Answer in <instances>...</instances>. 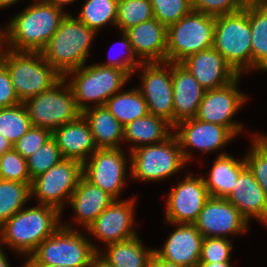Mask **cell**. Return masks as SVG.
Here are the masks:
<instances>
[{
  "instance_id": "6da1fadb",
  "label": "cell",
  "mask_w": 267,
  "mask_h": 267,
  "mask_svg": "<svg viewBox=\"0 0 267 267\" xmlns=\"http://www.w3.org/2000/svg\"><path fill=\"white\" fill-rule=\"evenodd\" d=\"M63 10L37 0L8 21L2 43L14 51L41 52L67 14Z\"/></svg>"
},
{
  "instance_id": "7a4b0ae2",
  "label": "cell",
  "mask_w": 267,
  "mask_h": 267,
  "mask_svg": "<svg viewBox=\"0 0 267 267\" xmlns=\"http://www.w3.org/2000/svg\"><path fill=\"white\" fill-rule=\"evenodd\" d=\"M21 209L0 226V244L9 245L17 253L30 256L38 245L51 236L62 224L61 212L52 206Z\"/></svg>"
},
{
  "instance_id": "3957f363",
  "label": "cell",
  "mask_w": 267,
  "mask_h": 267,
  "mask_svg": "<svg viewBox=\"0 0 267 267\" xmlns=\"http://www.w3.org/2000/svg\"><path fill=\"white\" fill-rule=\"evenodd\" d=\"M94 36L96 32L93 29L66 14L41 51L42 56L64 78L69 72L85 65Z\"/></svg>"
},
{
  "instance_id": "277c9868",
  "label": "cell",
  "mask_w": 267,
  "mask_h": 267,
  "mask_svg": "<svg viewBox=\"0 0 267 267\" xmlns=\"http://www.w3.org/2000/svg\"><path fill=\"white\" fill-rule=\"evenodd\" d=\"M0 62L7 68L15 93L21 103L41 92L50 90L63 78L44 60L41 52L4 50L2 46Z\"/></svg>"
},
{
  "instance_id": "5b68a950",
  "label": "cell",
  "mask_w": 267,
  "mask_h": 267,
  "mask_svg": "<svg viewBox=\"0 0 267 267\" xmlns=\"http://www.w3.org/2000/svg\"><path fill=\"white\" fill-rule=\"evenodd\" d=\"M72 228L61 225L38 245L24 265L89 267L92 257L99 252L98 247Z\"/></svg>"
},
{
  "instance_id": "8992f818",
  "label": "cell",
  "mask_w": 267,
  "mask_h": 267,
  "mask_svg": "<svg viewBox=\"0 0 267 267\" xmlns=\"http://www.w3.org/2000/svg\"><path fill=\"white\" fill-rule=\"evenodd\" d=\"M251 40L248 6L236 13L215 17L213 48L238 75L252 71Z\"/></svg>"
},
{
  "instance_id": "52a82bcc",
  "label": "cell",
  "mask_w": 267,
  "mask_h": 267,
  "mask_svg": "<svg viewBox=\"0 0 267 267\" xmlns=\"http://www.w3.org/2000/svg\"><path fill=\"white\" fill-rule=\"evenodd\" d=\"M74 75L69 83L74 93L76 105L83 112L93 103L95 106L105 105L106 101L123 87L131 77L126 71L102 66L100 64L84 65L69 72L64 78ZM95 103V104H94Z\"/></svg>"
},
{
  "instance_id": "ba28073f",
  "label": "cell",
  "mask_w": 267,
  "mask_h": 267,
  "mask_svg": "<svg viewBox=\"0 0 267 267\" xmlns=\"http://www.w3.org/2000/svg\"><path fill=\"white\" fill-rule=\"evenodd\" d=\"M215 17L191 10L167 27L166 62L181 63L196 52L213 47Z\"/></svg>"
},
{
  "instance_id": "9c48e42d",
  "label": "cell",
  "mask_w": 267,
  "mask_h": 267,
  "mask_svg": "<svg viewBox=\"0 0 267 267\" xmlns=\"http://www.w3.org/2000/svg\"><path fill=\"white\" fill-rule=\"evenodd\" d=\"M23 105L33 127L46 128L50 131L73 122L82 115L76 105L72 88L65 78L50 90L25 100Z\"/></svg>"
},
{
  "instance_id": "30bf717a",
  "label": "cell",
  "mask_w": 267,
  "mask_h": 267,
  "mask_svg": "<svg viewBox=\"0 0 267 267\" xmlns=\"http://www.w3.org/2000/svg\"><path fill=\"white\" fill-rule=\"evenodd\" d=\"M130 153V174L136 180H163L181 170L187 163L174 133L161 143L143 145Z\"/></svg>"
},
{
  "instance_id": "8fae6325",
  "label": "cell",
  "mask_w": 267,
  "mask_h": 267,
  "mask_svg": "<svg viewBox=\"0 0 267 267\" xmlns=\"http://www.w3.org/2000/svg\"><path fill=\"white\" fill-rule=\"evenodd\" d=\"M83 176V164L73 159H62L55 166L39 174L30 186L31 197L35 195L42 205L57 208L60 212L64 203L69 202L80 178Z\"/></svg>"
},
{
  "instance_id": "7c38bea8",
  "label": "cell",
  "mask_w": 267,
  "mask_h": 267,
  "mask_svg": "<svg viewBox=\"0 0 267 267\" xmlns=\"http://www.w3.org/2000/svg\"><path fill=\"white\" fill-rule=\"evenodd\" d=\"M140 66L144 71L138 89L145 99L148 112L173 126L172 63H141Z\"/></svg>"
},
{
  "instance_id": "4fadbf2b",
  "label": "cell",
  "mask_w": 267,
  "mask_h": 267,
  "mask_svg": "<svg viewBox=\"0 0 267 267\" xmlns=\"http://www.w3.org/2000/svg\"><path fill=\"white\" fill-rule=\"evenodd\" d=\"M239 78L224 87L206 90L195 118L225 126L237 136L243 127L232 118L248 98L237 88Z\"/></svg>"
},
{
  "instance_id": "5bb4252c",
  "label": "cell",
  "mask_w": 267,
  "mask_h": 267,
  "mask_svg": "<svg viewBox=\"0 0 267 267\" xmlns=\"http://www.w3.org/2000/svg\"><path fill=\"white\" fill-rule=\"evenodd\" d=\"M121 148L97 149L83 164V176L115 199L124 187L126 163ZM88 162V164H87Z\"/></svg>"
},
{
  "instance_id": "9a60e30c",
  "label": "cell",
  "mask_w": 267,
  "mask_h": 267,
  "mask_svg": "<svg viewBox=\"0 0 267 267\" xmlns=\"http://www.w3.org/2000/svg\"><path fill=\"white\" fill-rule=\"evenodd\" d=\"M203 177L187 175L169 192L166 206V220L177 223L194 224L209 198Z\"/></svg>"
},
{
  "instance_id": "2e32d148",
  "label": "cell",
  "mask_w": 267,
  "mask_h": 267,
  "mask_svg": "<svg viewBox=\"0 0 267 267\" xmlns=\"http://www.w3.org/2000/svg\"><path fill=\"white\" fill-rule=\"evenodd\" d=\"M194 224L204 238H227L245 232L248 221L226 198L209 197Z\"/></svg>"
},
{
  "instance_id": "e0dca14e",
  "label": "cell",
  "mask_w": 267,
  "mask_h": 267,
  "mask_svg": "<svg viewBox=\"0 0 267 267\" xmlns=\"http://www.w3.org/2000/svg\"><path fill=\"white\" fill-rule=\"evenodd\" d=\"M174 129L186 162L193 158L188 150L189 146L204 153L213 152L235 138L227 127L198 120L195 117L179 121Z\"/></svg>"
},
{
  "instance_id": "ac0fdd59",
  "label": "cell",
  "mask_w": 267,
  "mask_h": 267,
  "mask_svg": "<svg viewBox=\"0 0 267 267\" xmlns=\"http://www.w3.org/2000/svg\"><path fill=\"white\" fill-rule=\"evenodd\" d=\"M133 199L121 201L116 199L86 229L107 245L120 242L137 235L134 224Z\"/></svg>"
},
{
  "instance_id": "d6986e66",
  "label": "cell",
  "mask_w": 267,
  "mask_h": 267,
  "mask_svg": "<svg viewBox=\"0 0 267 267\" xmlns=\"http://www.w3.org/2000/svg\"><path fill=\"white\" fill-rule=\"evenodd\" d=\"M181 64L205 90L224 87L239 76L213 47L188 56Z\"/></svg>"
},
{
  "instance_id": "ffe728a7",
  "label": "cell",
  "mask_w": 267,
  "mask_h": 267,
  "mask_svg": "<svg viewBox=\"0 0 267 267\" xmlns=\"http://www.w3.org/2000/svg\"><path fill=\"white\" fill-rule=\"evenodd\" d=\"M161 250L154 252L162 259L186 267H197L200 262L204 237L195 224L177 223Z\"/></svg>"
},
{
  "instance_id": "44dd1931",
  "label": "cell",
  "mask_w": 267,
  "mask_h": 267,
  "mask_svg": "<svg viewBox=\"0 0 267 267\" xmlns=\"http://www.w3.org/2000/svg\"><path fill=\"white\" fill-rule=\"evenodd\" d=\"M173 127L182 120L194 118L205 89L181 63H172Z\"/></svg>"
},
{
  "instance_id": "7402d4cb",
  "label": "cell",
  "mask_w": 267,
  "mask_h": 267,
  "mask_svg": "<svg viewBox=\"0 0 267 267\" xmlns=\"http://www.w3.org/2000/svg\"><path fill=\"white\" fill-rule=\"evenodd\" d=\"M142 63L166 62L167 27L152 18L125 31Z\"/></svg>"
},
{
  "instance_id": "603a6c76",
  "label": "cell",
  "mask_w": 267,
  "mask_h": 267,
  "mask_svg": "<svg viewBox=\"0 0 267 267\" xmlns=\"http://www.w3.org/2000/svg\"><path fill=\"white\" fill-rule=\"evenodd\" d=\"M52 138L60 149L63 159H73L82 164L98 149L90 126L83 115L53 130Z\"/></svg>"
},
{
  "instance_id": "cb8c5ba5",
  "label": "cell",
  "mask_w": 267,
  "mask_h": 267,
  "mask_svg": "<svg viewBox=\"0 0 267 267\" xmlns=\"http://www.w3.org/2000/svg\"><path fill=\"white\" fill-rule=\"evenodd\" d=\"M226 199L248 222L250 218L255 217L267 225V197L247 166L240 172Z\"/></svg>"
},
{
  "instance_id": "d4e9b609",
  "label": "cell",
  "mask_w": 267,
  "mask_h": 267,
  "mask_svg": "<svg viewBox=\"0 0 267 267\" xmlns=\"http://www.w3.org/2000/svg\"><path fill=\"white\" fill-rule=\"evenodd\" d=\"M116 199L82 176L69 199L76 221L85 230Z\"/></svg>"
},
{
  "instance_id": "484cf974",
  "label": "cell",
  "mask_w": 267,
  "mask_h": 267,
  "mask_svg": "<svg viewBox=\"0 0 267 267\" xmlns=\"http://www.w3.org/2000/svg\"><path fill=\"white\" fill-rule=\"evenodd\" d=\"M87 120L98 149L121 148L123 125L111 114L105 105L93 106L82 112Z\"/></svg>"
},
{
  "instance_id": "4316f807",
  "label": "cell",
  "mask_w": 267,
  "mask_h": 267,
  "mask_svg": "<svg viewBox=\"0 0 267 267\" xmlns=\"http://www.w3.org/2000/svg\"><path fill=\"white\" fill-rule=\"evenodd\" d=\"M172 129L174 130V127L165 119L148 113L123 126V140L137 144L131 146L132 151L143 145L165 141L173 134Z\"/></svg>"
},
{
  "instance_id": "83f0119b",
  "label": "cell",
  "mask_w": 267,
  "mask_h": 267,
  "mask_svg": "<svg viewBox=\"0 0 267 267\" xmlns=\"http://www.w3.org/2000/svg\"><path fill=\"white\" fill-rule=\"evenodd\" d=\"M246 167L245 159L237 161L227 153H221L211 167L209 177H203L210 197L226 198L232 191L240 172Z\"/></svg>"
},
{
  "instance_id": "f1b7e54d",
  "label": "cell",
  "mask_w": 267,
  "mask_h": 267,
  "mask_svg": "<svg viewBox=\"0 0 267 267\" xmlns=\"http://www.w3.org/2000/svg\"><path fill=\"white\" fill-rule=\"evenodd\" d=\"M104 255L114 267H149L154 249H145L139 236L109 244Z\"/></svg>"
},
{
  "instance_id": "f546056e",
  "label": "cell",
  "mask_w": 267,
  "mask_h": 267,
  "mask_svg": "<svg viewBox=\"0 0 267 267\" xmlns=\"http://www.w3.org/2000/svg\"><path fill=\"white\" fill-rule=\"evenodd\" d=\"M252 37V70L267 71V5H249Z\"/></svg>"
},
{
  "instance_id": "4dcf8cb0",
  "label": "cell",
  "mask_w": 267,
  "mask_h": 267,
  "mask_svg": "<svg viewBox=\"0 0 267 267\" xmlns=\"http://www.w3.org/2000/svg\"><path fill=\"white\" fill-rule=\"evenodd\" d=\"M105 106L123 126L149 113L138 88L117 92L106 101Z\"/></svg>"
},
{
  "instance_id": "1f68e13d",
  "label": "cell",
  "mask_w": 267,
  "mask_h": 267,
  "mask_svg": "<svg viewBox=\"0 0 267 267\" xmlns=\"http://www.w3.org/2000/svg\"><path fill=\"white\" fill-rule=\"evenodd\" d=\"M31 183L0 179V226L15 213L25 208L31 198Z\"/></svg>"
},
{
  "instance_id": "d6a6232c",
  "label": "cell",
  "mask_w": 267,
  "mask_h": 267,
  "mask_svg": "<svg viewBox=\"0 0 267 267\" xmlns=\"http://www.w3.org/2000/svg\"><path fill=\"white\" fill-rule=\"evenodd\" d=\"M118 0H86L77 19L96 33L107 23L116 26Z\"/></svg>"
},
{
  "instance_id": "836d02e7",
  "label": "cell",
  "mask_w": 267,
  "mask_h": 267,
  "mask_svg": "<svg viewBox=\"0 0 267 267\" xmlns=\"http://www.w3.org/2000/svg\"><path fill=\"white\" fill-rule=\"evenodd\" d=\"M31 122L23 103L0 108V134L14 144L31 127Z\"/></svg>"
},
{
  "instance_id": "e575fe53",
  "label": "cell",
  "mask_w": 267,
  "mask_h": 267,
  "mask_svg": "<svg viewBox=\"0 0 267 267\" xmlns=\"http://www.w3.org/2000/svg\"><path fill=\"white\" fill-rule=\"evenodd\" d=\"M154 17L149 0H118L116 27L122 32Z\"/></svg>"
},
{
  "instance_id": "d590c367",
  "label": "cell",
  "mask_w": 267,
  "mask_h": 267,
  "mask_svg": "<svg viewBox=\"0 0 267 267\" xmlns=\"http://www.w3.org/2000/svg\"><path fill=\"white\" fill-rule=\"evenodd\" d=\"M252 149L244 157L247 168L262 187L267 197V138L262 134L253 136Z\"/></svg>"
},
{
  "instance_id": "8d00e7d4",
  "label": "cell",
  "mask_w": 267,
  "mask_h": 267,
  "mask_svg": "<svg viewBox=\"0 0 267 267\" xmlns=\"http://www.w3.org/2000/svg\"><path fill=\"white\" fill-rule=\"evenodd\" d=\"M63 159L60 149L53 138L49 139L39 149L27 158L29 176L34 179L46 172Z\"/></svg>"
},
{
  "instance_id": "74e56055",
  "label": "cell",
  "mask_w": 267,
  "mask_h": 267,
  "mask_svg": "<svg viewBox=\"0 0 267 267\" xmlns=\"http://www.w3.org/2000/svg\"><path fill=\"white\" fill-rule=\"evenodd\" d=\"M155 19L168 27L178 22L191 10V0H149Z\"/></svg>"
},
{
  "instance_id": "f35d334b",
  "label": "cell",
  "mask_w": 267,
  "mask_h": 267,
  "mask_svg": "<svg viewBox=\"0 0 267 267\" xmlns=\"http://www.w3.org/2000/svg\"><path fill=\"white\" fill-rule=\"evenodd\" d=\"M0 179L32 183L29 176L27 159L14 149L0 156Z\"/></svg>"
},
{
  "instance_id": "ab89813d",
  "label": "cell",
  "mask_w": 267,
  "mask_h": 267,
  "mask_svg": "<svg viewBox=\"0 0 267 267\" xmlns=\"http://www.w3.org/2000/svg\"><path fill=\"white\" fill-rule=\"evenodd\" d=\"M232 240L219 237L204 238L201 248L200 262H226L230 261Z\"/></svg>"
},
{
  "instance_id": "60d3db41",
  "label": "cell",
  "mask_w": 267,
  "mask_h": 267,
  "mask_svg": "<svg viewBox=\"0 0 267 267\" xmlns=\"http://www.w3.org/2000/svg\"><path fill=\"white\" fill-rule=\"evenodd\" d=\"M52 138V131L46 128L33 127L13 144V149L27 159L43 144Z\"/></svg>"
},
{
  "instance_id": "b9f144b4",
  "label": "cell",
  "mask_w": 267,
  "mask_h": 267,
  "mask_svg": "<svg viewBox=\"0 0 267 267\" xmlns=\"http://www.w3.org/2000/svg\"><path fill=\"white\" fill-rule=\"evenodd\" d=\"M191 7L194 11L217 17L236 13L245 6L241 0H191Z\"/></svg>"
},
{
  "instance_id": "7bdbcfd3",
  "label": "cell",
  "mask_w": 267,
  "mask_h": 267,
  "mask_svg": "<svg viewBox=\"0 0 267 267\" xmlns=\"http://www.w3.org/2000/svg\"><path fill=\"white\" fill-rule=\"evenodd\" d=\"M122 37H123V40H122V46H124V49L127 50V55L124 59H109V62H106V63H101L100 65L102 66H107V67H114V68H118V69H121V70H124L126 71L130 76L133 74V72L136 71V69L138 67H141V59L139 60H136L137 58L134 51H133V48H132V45L129 41V38L127 36V34L125 32H122Z\"/></svg>"
},
{
  "instance_id": "ee69618b",
  "label": "cell",
  "mask_w": 267,
  "mask_h": 267,
  "mask_svg": "<svg viewBox=\"0 0 267 267\" xmlns=\"http://www.w3.org/2000/svg\"><path fill=\"white\" fill-rule=\"evenodd\" d=\"M20 103L7 68L0 62V108L12 107Z\"/></svg>"
},
{
  "instance_id": "f6af8a7d",
  "label": "cell",
  "mask_w": 267,
  "mask_h": 267,
  "mask_svg": "<svg viewBox=\"0 0 267 267\" xmlns=\"http://www.w3.org/2000/svg\"><path fill=\"white\" fill-rule=\"evenodd\" d=\"M149 267H186L160 258L155 252L150 259Z\"/></svg>"
},
{
  "instance_id": "bcb514c9",
  "label": "cell",
  "mask_w": 267,
  "mask_h": 267,
  "mask_svg": "<svg viewBox=\"0 0 267 267\" xmlns=\"http://www.w3.org/2000/svg\"><path fill=\"white\" fill-rule=\"evenodd\" d=\"M89 267H114L105 258H103L100 252H97L91 260Z\"/></svg>"
},
{
  "instance_id": "7dc6e473",
  "label": "cell",
  "mask_w": 267,
  "mask_h": 267,
  "mask_svg": "<svg viewBox=\"0 0 267 267\" xmlns=\"http://www.w3.org/2000/svg\"><path fill=\"white\" fill-rule=\"evenodd\" d=\"M13 149V144L0 134V155Z\"/></svg>"
},
{
  "instance_id": "c3c4849f",
  "label": "cell",
  "mask_w": 267,
  "mask_h": 267,
  "mask_svg": "<svg viewBox=\"0 0 267 267\" xmlns=\"http://www.w3.org/2000/svg\"><path fill=\"white\" fill-rule=\"evenodd\" d=\"M197 267H232L230 261L226 262H216V263H209V262H199Z\"/></svg>"
},
{
  "instance_id": "681fc988",
  "label": "cell",
  "mask_w": 267,
  "mask_h": 267,
  "mask_svg": "<svg viewBox=\"0 0 267 267\" xmlns=\"http://www.w3.org/2000/svg\"><path fill=\"white\" fill-rule=\"evenodd\" d=\"M44 1L54 5L55 7L62 9L64 5L71 3L75 0H44Z\"/></svg>"
},
{
  "instance_id": "f907efd6",
  "label": "cell",
  "mask_w": 267,
  "mask_h": 267,
  "mask_svg": "<svg viewBox=\"0 0 267 267\" xmlns=\"http://www.w3.org/2000/svg\"><path fill=\"white\" fill-rule=\"evenodd\" d=\"M244 6L249 5H267V0H241Z\"/></svg>"
},
{
  "instance_id": "816d5d0a",
  "label": "cell",
  "mask_w": 267,
  "mask_h": 267,
  "mask_svg": "<svg viewBox=\"0 0 267 267\" xmlns=\"http://www.w3.org/2000/svg\"><path fill=\"white\" fill-rule=\"evenodd\" d=\"M0 267H10V265L8 263V259L5 256V253L1 249V247H0ZM22 267H25V265H23Z\"/></svg>"
},
{
  "instance_id": "f5cc1de1",
  "label": "cell",
  "mask_w": 267,
  "mask_h": 267,
  "mask_svg": "<svg viewBox=\"0 0 267 267\" xmlns=\"http://www.w3.org/2000/svg\"><path fill=\"white\" fill-rule=\"evenodd\" d=\"M15 2H18V0H0V8L2 9L8 7L14 4Z\"/></svg>"
},
{
  "instance_id": "db71d44e",
  "label": "cell",
  "mask_w": 267,
  "mask_h": 267,
  "mask_svg": "<svg viewBox=\"0 0 267 267\" xmlns=\"http://www.w3.org/2000/svg\"><path fill=\"white\" fill-rule=\"evenodd\" d=\"M25 267H65L60 265H25Z\"/></svg>"
},
{
  "instance_id": "11a10c76",
  "label": "cell",
  "mask_w": 267,
  "mask_h": 267,
  "mask_svg": "<svg viewBox=\"0 0 267 267\" xmlns=\"http://www.w3.org/2000/svg\"><path fill=\"white\" fill-rule=\"evenodd\" d=\"M2 32H3V29L0 28V49L2 48Z\"/></svg>"
}]
</instances>
